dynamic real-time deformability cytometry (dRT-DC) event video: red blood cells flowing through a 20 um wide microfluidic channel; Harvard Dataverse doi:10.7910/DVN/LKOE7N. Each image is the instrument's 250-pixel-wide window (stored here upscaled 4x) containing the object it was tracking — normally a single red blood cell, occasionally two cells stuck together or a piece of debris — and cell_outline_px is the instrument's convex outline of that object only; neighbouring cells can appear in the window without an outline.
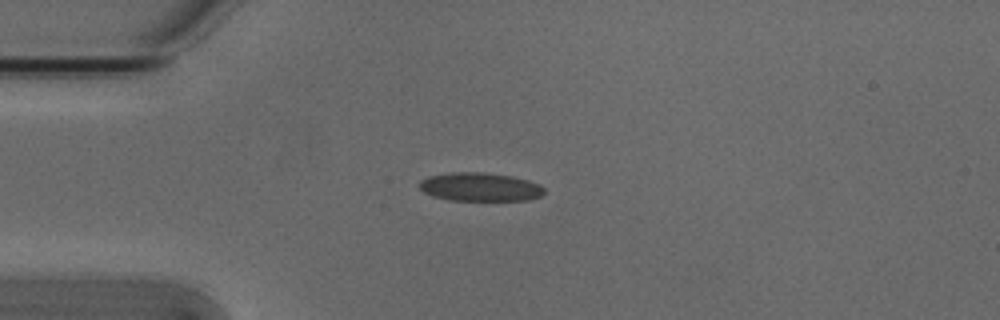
{"species": "Egyptian fruit bat (a non-hibernating species)", "species_latin": "Rousettus aegyptiacus", "temperature_condition": "cold", "stored_images_in_passage": 3, "camera_frame_rate_fps": 3000, "um_per_image_px": 0.085, "animal": {"sex": "male"}, "frame": {"image": 1, "passage_image": 1, "time_ms": 0.0, "image_size_px": [1000, 320], "cell_outline_px": [[544, 192], [540, 196], [528, 200], [448, 200], [432, 196], [424, 192], [420, 188], [420, 180], [428, 176], [448, 172], [484, 172], [512, 176], [528, 180], [540, 184], [544, 188]], "centroid_in_image_um": [40.79, 15.88], "position_along_channel_um": 44.2, "area_um2": 20.87}}
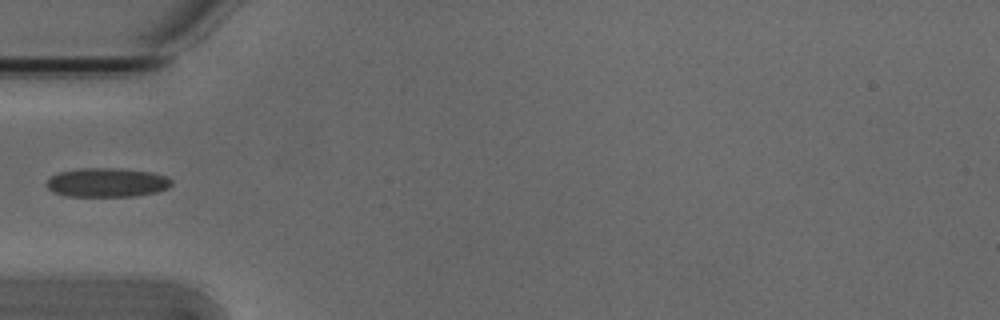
{"frame": {"image": 2, "passage_image": 2, "time_ms": 0.333, "image_size_px": [1000, 320], "cell_outline_px": [[172, 184], [168, 188], [156, 192], [136, 196], [64, 196], [52, 192], [44, 184], [56, 172], [80, 168], [120, 168], [152, 172], [164, 176], [172, 180]], "centroid_in_image_um": [9.06, 15.51], "position_along_channel_um": 75.9, "area_um2": 21.39}}
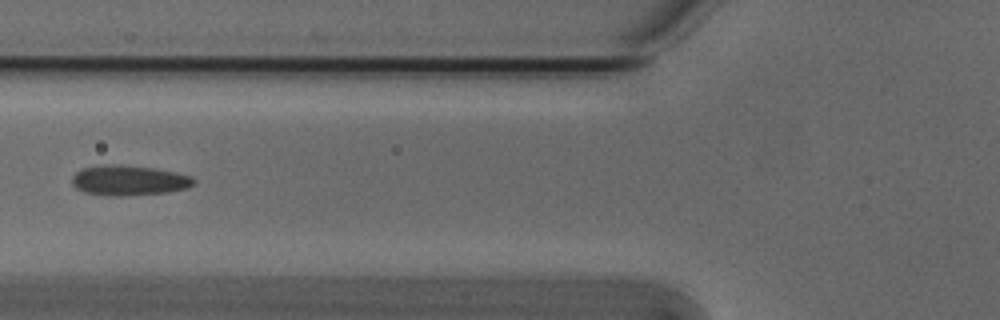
{"frame": {"image": 3, "passage_image": 3, "time_ms": 0.667, "image_size_px": [1000, 320], "cell_outline_px": [[196, 184], [188, 188], [168, 192], [120, 196], [108, 196], [84, 192], [76, 188], [72, 184], [72, 176], [80, 168], [152, 168], [176, 172], [192, 176], [196, 180]], "centroid_in_image_um": [11.04, 15.4], "position_along_channel_um": 114.8, "area_um2": 20.4}}